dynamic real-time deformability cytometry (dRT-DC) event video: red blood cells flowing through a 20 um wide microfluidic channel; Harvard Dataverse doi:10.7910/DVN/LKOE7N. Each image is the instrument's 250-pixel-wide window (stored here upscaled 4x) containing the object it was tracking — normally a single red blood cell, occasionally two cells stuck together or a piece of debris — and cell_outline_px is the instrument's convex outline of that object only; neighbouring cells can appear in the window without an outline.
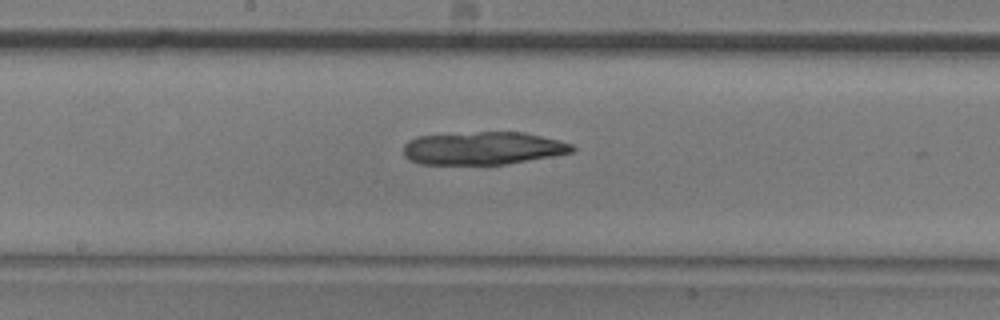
{"species": "common noctule bat (a hibernating species)", "species_latin": "Nyctalus noctula", "temperature_condition": "room temperature", "stored_images_in_passage": 8, "segment_of_instrument_passage": [2, 2], "camera_frame_rate_fps": 3000, "um_per_image_px": 0.085, "animal": {"sex": "male", "body_mass_g": 20.5, "forearm_length_mm": 52.5}, "frame": {"image": 1, "passage_image": 8, "time_ms": 9.0, "image_size_px": [1000, 320], "cell_outline_px": [[576, 148], [572, 152], [552, 156], [504, 164], [420, 164], [408, 160], [404, 156], [404, 144], [408, 140], [416, 136], [476, 132], [524, 132], [560, 140], [572, 144]], "centroid_in_image_um": [41.03, 12.59], "position_along_channel_um": 207.2, "area_um2": 32.37}}